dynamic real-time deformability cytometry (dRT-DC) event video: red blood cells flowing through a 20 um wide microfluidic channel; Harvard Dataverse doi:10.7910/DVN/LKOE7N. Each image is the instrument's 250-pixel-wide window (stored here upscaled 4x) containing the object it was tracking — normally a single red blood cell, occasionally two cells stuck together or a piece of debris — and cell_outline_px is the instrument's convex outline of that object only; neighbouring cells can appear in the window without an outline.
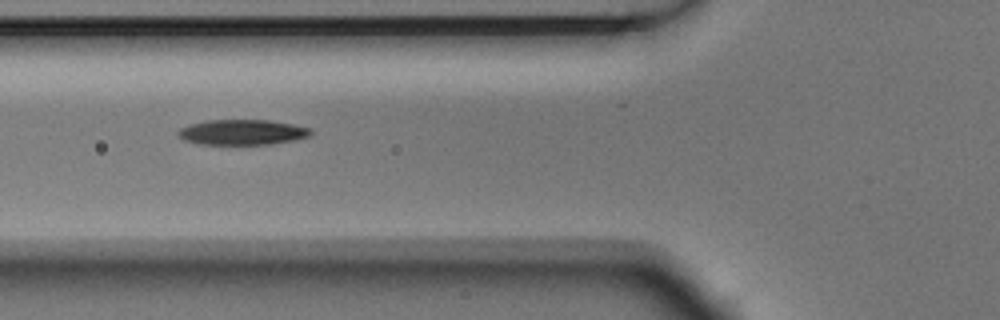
{"species": "Egyptian fruit bat (a non-hibernating species)", "species_latin": "Rousettus aegyptiacus", "temperature_condition": "room temperature", "stored_images_in_passage": 6, "camera_frame_rate_fps": 3000, "um_per_image_px": 0.085, "animal": {"sex": "male"}, "frame": {"image": 1, "passage_image": 3, "time_ms": 0.667, "image_size_px": [1000, 320], "cell_outline_px": [[312, 132], [308, 136], [292, 140], [272, 144], [196, 144], [184, 140], [176, 132], [180, 128], [188, 124], [208, 120], [268, 120], [292, 124], [308, 128]], "centroid_in_image_um": [20.53, 11.23], "position_along_channel_um": 105.3, "area_um2": 19.42}}
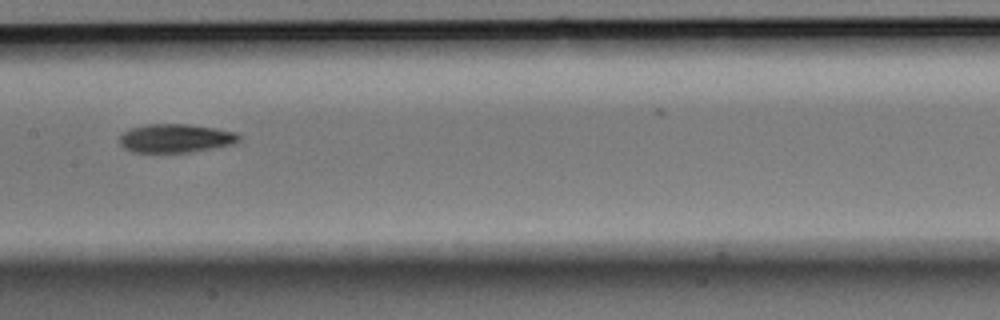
{"frame": {"image": 2, "passage_image": 5, "time_ms": 1.333, "image_size_px": [1000, 320], "cell_outline_px": [[240, 140], [236, 144], [188, 152], [132, 152], [124, 148], [120, 144], [120, 136], [124, 132], [132, 128], [144, 124], [188, 124], [236, 132], [240, 136]], "centroid_in_image_um": [14.93, 11.75], "position_along_channel_um": 192.5, "area_um2": 19.83}}
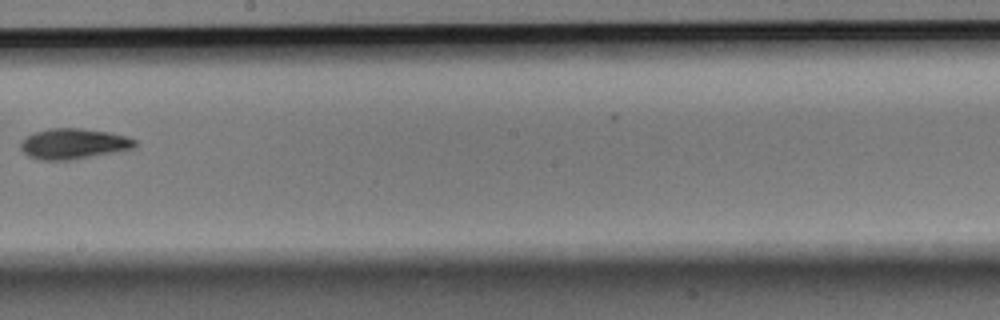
{"frame": {"image": 3, "passage_image": 6, "time_ms": 1.667, "image_size_px": [1000, 320], "cell_outline_px": [[136, 144], [132, 148], [112, 152], [68, 160], [40, 160], [28, 156], [20, 148], [20, 140], [24, 136], [32, 132], [52, 128], [80, 128], [108, 132], [128, 136], [136, 140]], "centroid_in_image_um": [6.17, 12.2], "position_along_channel_um": 242.0, "area_um2": 20.29}}